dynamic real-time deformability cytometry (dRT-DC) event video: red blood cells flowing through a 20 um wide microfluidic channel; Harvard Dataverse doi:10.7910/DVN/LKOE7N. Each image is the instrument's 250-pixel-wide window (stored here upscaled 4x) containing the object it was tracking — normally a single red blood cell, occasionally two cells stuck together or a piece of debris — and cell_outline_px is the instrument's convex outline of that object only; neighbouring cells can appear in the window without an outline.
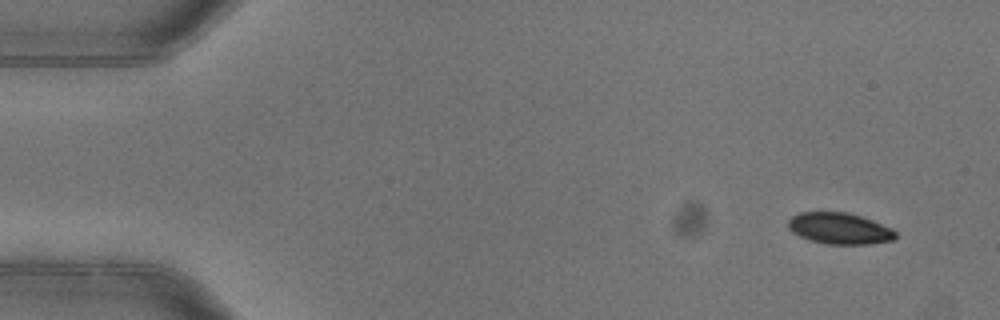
{"species": "common noctule bat (a hibernating species)", "species_latin": "Nyctalus noctula", "temperature_condition": "warm", "stored_images_in_passage": 6, "camera_frame_rate_fps": 3000, "um_per_image_px": 0.085, "animal": {"sex": "female"}, "frame": {"image": 1, "passage_image": 1, "time_ms": 0.0, "image_size_px": [1000, 320], "cell_outline_px": [[896, 240], [868, 244], [828, 244], [808, 240], [792, 232], [788, 228], [788, 220], [792, 216], [800, 212], [848, 212], [872, 220], [892, 228], [896, 232]], "centroid_in_image_um": [71.36, 19.42], "position_along_channel_um": 13.6, "area_um2": 19.71}}
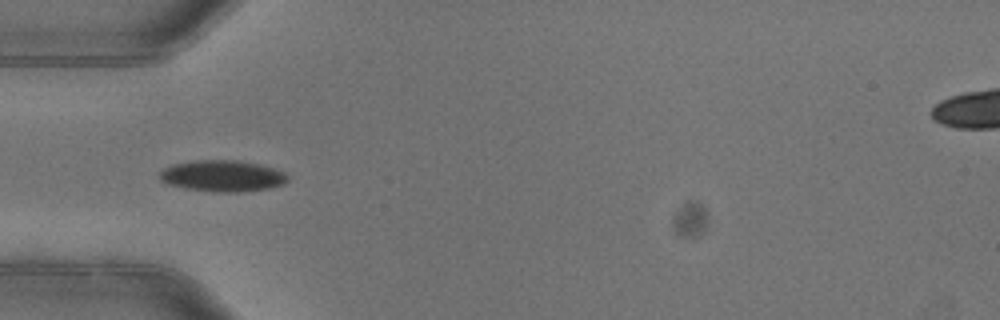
{"frame": {"image": 2, "passage_image": 4, "time_ms": 1.0, "image_size_px": [1000, 320], "cell_outline_px": [[288, 180], [284, 184], [268, 188], [240, 192], [212, 192], [184, 188], [164, 184], [160, 180], [160, 172], [164, 168], [172, 164], [196, 160], [240, 160], [260, 164], [284, 172], [288, 176]], "centroid_in_image_um": [18.88, 14.95], "position_along_channel_um": 66.1, "area_um2": 23.58}}